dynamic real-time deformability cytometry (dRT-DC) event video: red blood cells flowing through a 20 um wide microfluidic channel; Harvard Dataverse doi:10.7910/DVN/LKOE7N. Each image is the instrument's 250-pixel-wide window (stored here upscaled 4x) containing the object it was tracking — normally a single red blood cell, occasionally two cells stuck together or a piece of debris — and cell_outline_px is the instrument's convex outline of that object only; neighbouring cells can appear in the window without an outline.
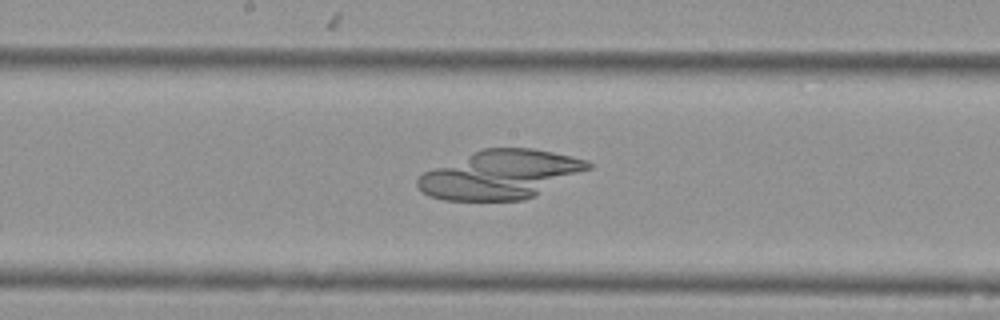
{"species": "Egyptian fruit bat (a non-hibernating species)", "species_latin": "Rousettus aegyptiacus", "temperature_condition": "cold", "stored_images_in_passage": 56, "camera_frame_rate_fps": 3000, "um_per_image_px": 0.085, "animal": {"sex": "female"}, "frame": {"image": 1, "passage_image": 29, "time_ms": 9.333, "image_size_px": [1000, 320], "cell_outline_px": [[592, 168], [536, 196], [524, 200], [444, 200], [432, 196], [424, 192], [416, 184], [416, 180], [424, 172], [484, 148], [532, 148], [552, 152], [588, 160], [592, 164]], "centroid_in_image_um": [42.59, 14.85], "position_along_channel_um": 205.6, "area_um2": 47.86}}
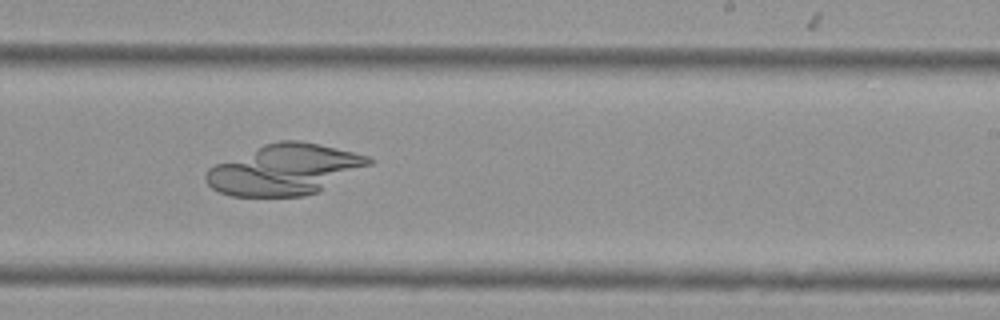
{"frame": {"image": 2, "passage_image": 34, "time_ms": 11.0, "image_size_px": [1000, 320], "cell_outline_px": [[376, 160], [372, 164], [316, 192], [304, 196], [232, 196], [220, 192], [212, 188], [204, 180], [204, 176], [208, 168], [216, 164], [264, 144], [280, 140], [300, 140], [320, 144], [368, 156]], "centroid_in_image_um": [24.18, 14.41], "position_along_channel_um": 264.8, "area_um2": 47.63}}